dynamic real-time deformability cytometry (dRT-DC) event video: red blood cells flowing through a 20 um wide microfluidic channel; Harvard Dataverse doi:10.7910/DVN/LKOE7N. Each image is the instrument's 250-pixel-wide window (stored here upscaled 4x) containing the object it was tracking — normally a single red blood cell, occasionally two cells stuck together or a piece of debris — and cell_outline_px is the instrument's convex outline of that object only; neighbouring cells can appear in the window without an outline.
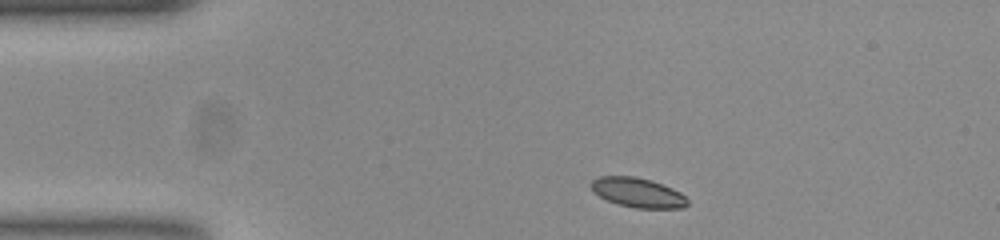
{"species": "common noctule bat (a hibernating species)", "species_latin": "Nyctalus noctula", "temperature_condition": "room temperature", "stored_images_in_passage": 45, "camera_frame_rate_fps": 3000, "um_per_image_px": 0.085, "animal": {"sex": "female", "body_mass_g": 23.0, "forearm_length_mm": 53.4}, "frame": {"image": 1, "passage_image": 1, "time_ms": 0.0, "image_size_px": [1000, 240], "cell_outline_px": [[688, 204], [684, 208], [636, 208], [616, 204], [592, 192], [592, 180], [600, 176], [632, 176], [648, 180], [672, 188], [680, 192], [688, 200]], "centroid_in_image_um": [54.21, 16.38], "position_along_channel_um": 30.8, "area_um2": 16.42}}
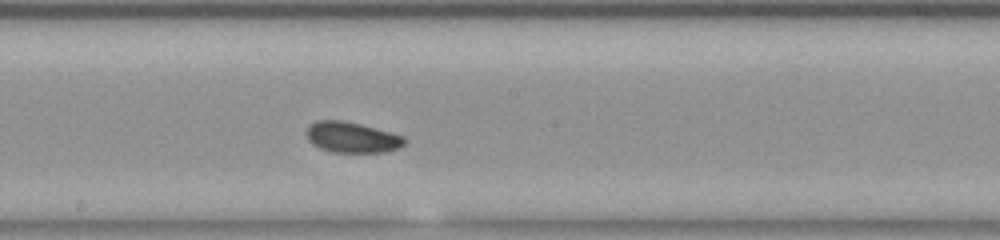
{"frame": {"image": 2, "passage_image": 20, "time_ms": 6.333, "image_size_px": [1000, 240], "cell_outline_px": [[408, 140], [400, 148], [388, 152], [332, 152], [320, 148], [312, 144], [308, 140], [308, 128], [316, 120], [344, 120], [360, 124], [404, 136]], "centroid_in_image_um": [29.96, 11.68], "position_along_channel_um": 218.2, "area_um2": 17.51}}
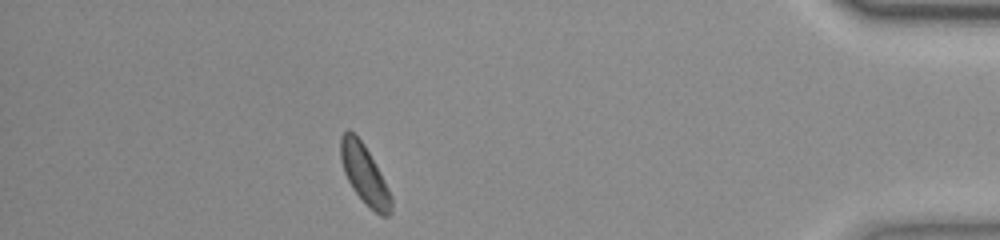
{"frame": {"image": 3, "passage_image": 39, "time_ms": 12.667, "image_size_px": [1000, 240], "cell_outline_px": [[392, 212], [388, 216], [380, 216], [352, 188], [344, 172], [340, 160], [340, 136], [348, 128], [364, 144], [392, 196]], "centroid_in_image_um": [30.96, 14.8], "position_along_channel_um": 404.2, "area_um2": 16.99}, "authors_computed_cell_mechanics": {"area_um2": 17.2244, "velocity_mm_per_s": 3.7321, "shape_relaxation_time_tau1_ms": 1.8576, "shape_relaxation_time_tau2_ms": 4.4605, "deformation_change_tau1": 0.0552, "deformation_change_tau2": 0.0878}}